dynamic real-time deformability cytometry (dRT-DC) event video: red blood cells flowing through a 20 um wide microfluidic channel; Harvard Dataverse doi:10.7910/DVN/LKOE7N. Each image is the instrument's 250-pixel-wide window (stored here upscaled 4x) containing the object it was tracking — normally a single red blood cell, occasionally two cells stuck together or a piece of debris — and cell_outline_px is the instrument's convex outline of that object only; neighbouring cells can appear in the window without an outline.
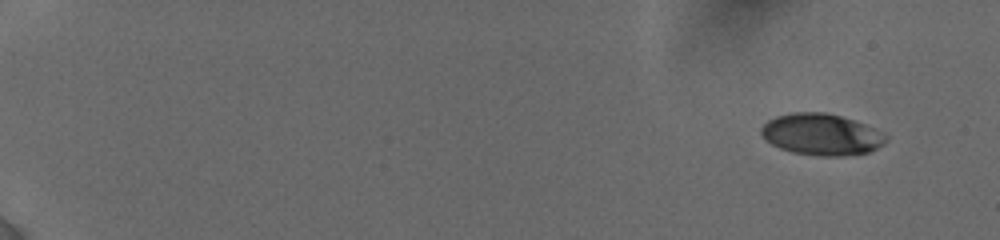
{"species": "human", "species_latin": "Homo sapiens", "temperature_condition": "cold", "stored_images_in_passage": 14, "camera_frame_rate_fps": 3000, "um_per_image_px": 0.085, "donor": {"sex": "female"}, "frame": {"image": 1, "passage_image": 2, "time_ms": 0.667, "image_size_px": [1000, 240], "cell_outline_px": [[888, 140], [884, 144], [868, 152], [840, 156], [820, 156], [792, 152], [780, 148], [772, 144], [760, 132], [760, 128], [768, 120], [776, 116], [792, 112], [824, 112], [840, 116], [864, 124], [884, 132], [888, 136]], "centroid_in_image_um": [69.84, 11.42], "position_along_channel_um": 15.2, "area_um2": 30.06}}
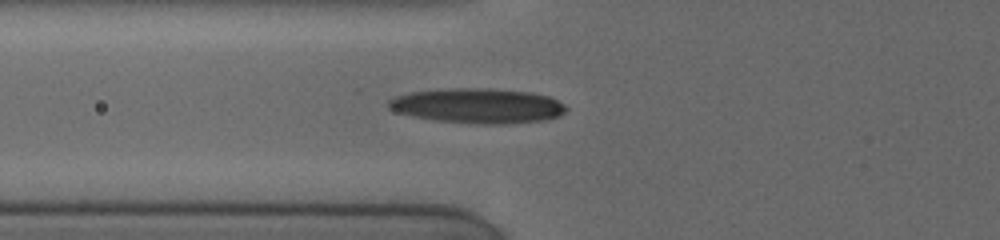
{"frame": {"image": 2, "passage_image": 12, "time_ms": 7.333, "image_size_px": [1000, 240], "cell_outline_px": [[568, 108], [560, 116], [548, 120], [508, 124], [480, 124], [436, 120], [412, 116], [396, 112], [388, 108], [388, 100], [396, 96], [412, 92], [444, 88], [492, 88], [532, 92], [548, 96], [564, 104]], "centroid_in_image_um": [40.64, 8.99], "position_along_channel_um": 85.2, "area_um2": 36.47}}
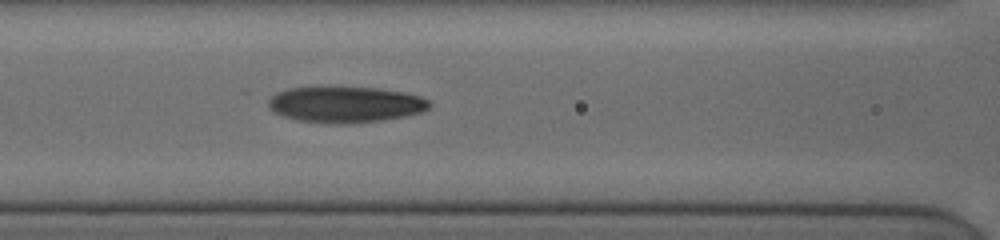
{"frame": {"image": 3, "passage_image": 14, "time_ms": 8.667, "image_size_px": [1000, 240], "cell_outline_px": [[432, 104], [428, 108], [420, 112], [404, 116], [380, 120], [348, 124], [328, 124], [296, 120], [272, 112], [268, 108], [268, 100], [276, 92], [288, 88], [376, 88], [404, 92], [420, 96], [428, 100]], "centroid_in_image_um": [29.32, 8.9], "position_along_channel_um": 137.3, "area_um2": 33.7}}